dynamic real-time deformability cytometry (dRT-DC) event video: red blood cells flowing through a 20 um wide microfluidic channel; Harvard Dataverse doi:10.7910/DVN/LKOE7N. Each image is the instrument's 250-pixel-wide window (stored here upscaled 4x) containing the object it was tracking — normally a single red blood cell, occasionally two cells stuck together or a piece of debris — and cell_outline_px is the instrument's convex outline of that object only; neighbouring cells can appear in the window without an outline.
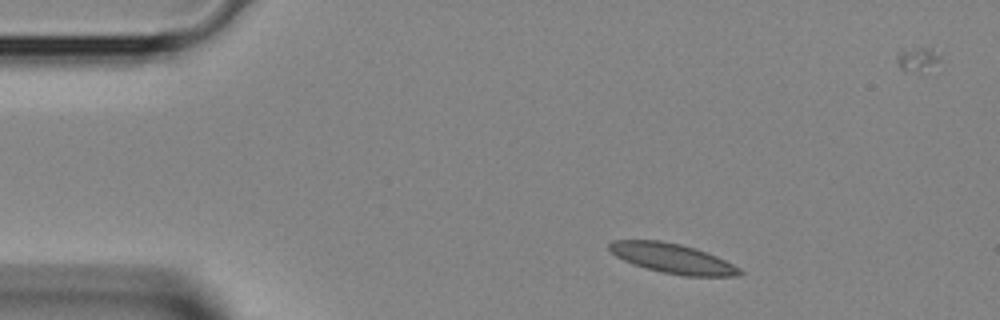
{"species": "Egyptian fruit bat (a non-hibernating species)", "species_latin": "Rousettus aegyptiacus", "temperature_condition": "room temperature", "stored_images_in_passage": 3, "camera_frame_rate_fps": 3000, "um_per_image_px": 0.085, "animal": {"sex": "female"}, "frame": {"image": 1, "passage_image": 1, "time_ms": 0.0, "image_size_px": [1000, 320], "cell_outline_px": [[744, 272], [740, 276], [684, 276], [644, 268], [632, 264], [616, 256], [608, 248], [608, 244], [612, 240], [660, 240], [680, 244], [696, 248], [716, 256], [740, 268]], "centroid_in_image_um": [57.16, 21.96], "position_along_channel_um": 27.8, "area_um2": 22.6}}